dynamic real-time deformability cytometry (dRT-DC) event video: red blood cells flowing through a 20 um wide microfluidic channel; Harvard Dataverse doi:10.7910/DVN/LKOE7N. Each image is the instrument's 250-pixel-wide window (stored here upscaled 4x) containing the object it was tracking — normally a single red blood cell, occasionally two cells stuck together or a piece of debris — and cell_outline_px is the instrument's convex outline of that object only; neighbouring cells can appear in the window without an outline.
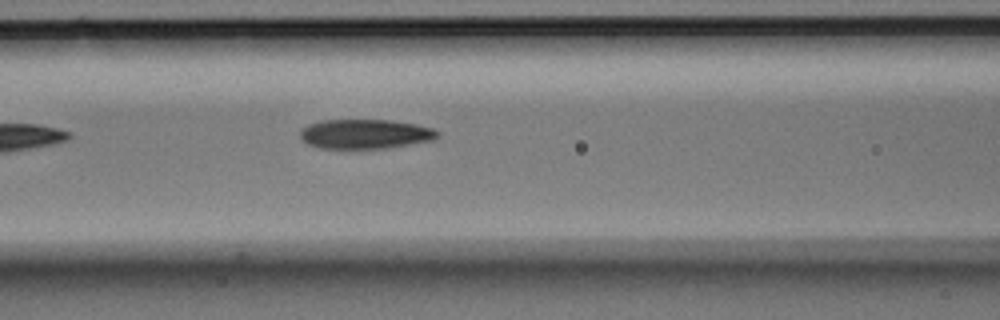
{"species": "Egyptian fruit bat (a non-hibernating species)", "species_latin": "Rousettus aegyptiacus", "temperature_condition": "room temperature", "stored_images_in_passage": 5, "segment_of_instrument_passage": [1, 2], "camera_frame_rate_fps": 3000, "um_per_image_px": 0.085, "animal": {"sex": "male"}, "frame": {"image": 1, "passage_image": 4, "time_ms": 1.0, "image_size_px": [1000, 320], "cell_outline_px": [[440, 132], [432, 140], [384, 148], [320, 148], [308, 144], [300, 140], [300, 128], [308, 124], [320, 120], [392, 120], [416, 124], [432, 128]], "centroid_in_image_um": [30.97, 11.38], "position_along_channel_um": 135.6, "area_um2": 23.58}}